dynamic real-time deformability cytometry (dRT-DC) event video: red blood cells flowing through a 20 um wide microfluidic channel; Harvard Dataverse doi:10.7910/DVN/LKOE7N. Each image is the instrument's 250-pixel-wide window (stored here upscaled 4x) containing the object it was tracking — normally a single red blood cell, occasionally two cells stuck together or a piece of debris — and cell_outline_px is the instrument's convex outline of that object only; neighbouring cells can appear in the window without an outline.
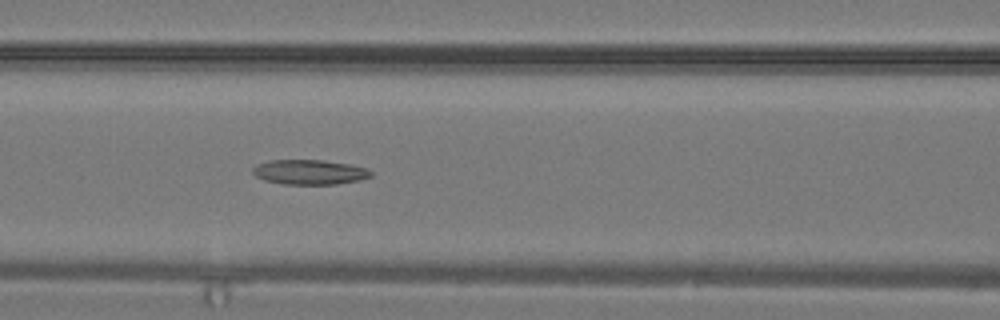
{"species": "common noctule bat (a hibernating species)", "species_latin": "Nyctalus noctula", "temperature_condition": "warm", "stored_images_in_passage": 13, "camera_frame_rate_fps": 3000, "um_per_image_px": 0.085, "animal": {"sex": "male", "body_mass_g": 19.2, "forearm_length_mm": 51.8}, "frame": {"image": 1, "passage_image": 13, "time_ms": 4.0, "image_size_px": [1000, 320], "cell_outline_px": [[372, 176], [360, 180], [336, 184], [284, 184], [264, 180], [256, 176], [252, 172], [252, 168], [256, 164], [272, 160], [320, 160], [348, 164], [368, 168], [372, 172]], "centroid_in_image_um": [26.31, 14.63], "position_along_channel_um": 140.3, "area_um2": 17.05}}